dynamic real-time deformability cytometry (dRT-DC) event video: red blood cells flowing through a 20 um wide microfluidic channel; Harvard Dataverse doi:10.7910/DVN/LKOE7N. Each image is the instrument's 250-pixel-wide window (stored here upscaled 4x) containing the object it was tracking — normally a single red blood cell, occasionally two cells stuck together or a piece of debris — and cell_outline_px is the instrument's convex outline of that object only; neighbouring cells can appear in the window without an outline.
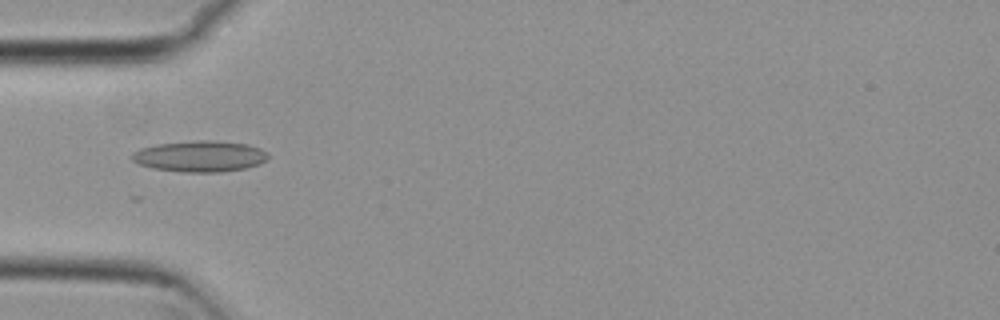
{"species": "common noctule bat (a hibernating species)", "species_latin": "Nyctalus noctula", "temperature_condition": "cold", "stored_images_in_passage": 51, "camera_frame_rate_fps": 3000, "um_per_image_px": 0.085, "animal": {"sex": "female", "body_mass_g": 29.2, "forearm_length_mm": 56.3}, "frame": {"image": 1, "passage_image": 17, "time_ms": 5.333, "image_size_px": [1000, 320], "cell_outline_px": [[268, 160], [260, 164], [244, 168], [220, 172], [184, 172], [152, 168], [140, 164], [132, 160], [132, 152], [140, 148], [156, 144], [200, 140], [208, 140], [248, 144], [260, 148], [268, 152]], "centroid_in_image_um": [17.01, 13.28], "position_along_channel_um": 68.0, "area_um2": 24.68}}
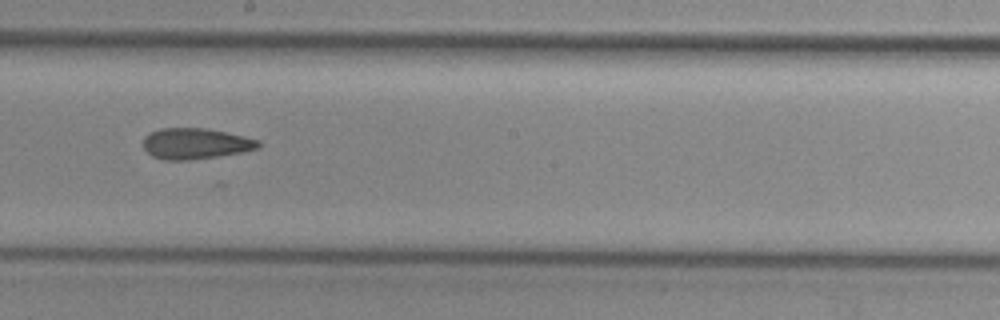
{"frame": {"image": 2, "passage_image": 30, "time_ms": 9.667, "image_size_px": [1000, 320], "cell_outline_px": [[260, 148], [240, 152], [216, 156], [188, 160], [164, 160], [152, 156], [144, 148], [144, 136], [160, 128], [208, 128], [244, 136], [260, 140]], "centroid_in_image_um": [16.62, 12.2], "position_along_channel_um": 231.6, "area_um2": 20.63}}
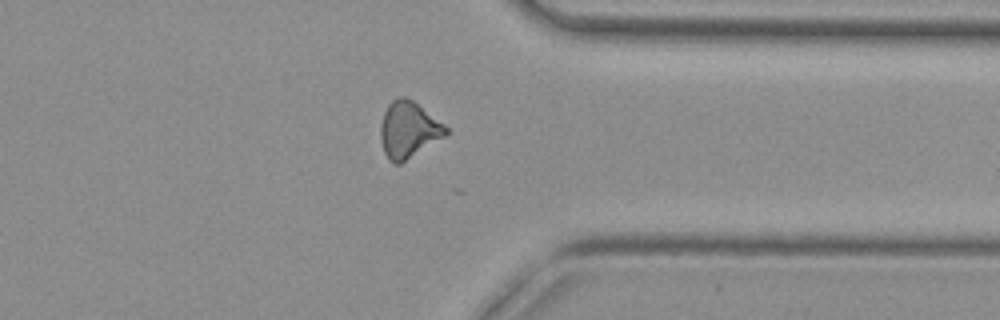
{"frame": {"image": 3, "passage_image": 42, "time_ms": 13.667, "image_size_px": [1000, 320], "cell_outline_px": [[448, 132], [444, 136], [400, 164], [392, 164], [388, 160], [384, 152], [380, 136], [380, 124], [384, 112], [388, 104], [392, 100], [400, 96], [404, 96], [412, 100], [444, 124], [448, 128]], "centroid_in_image_um": [34.68, 11.03], "position_along_channel_um": 376.7, "area_um2": 21.27}, "authors_computed_cell_mechanics": {"area_um2": 21.2126, "velocity_mm_per_s": 3.767, "shape_relaxation_time_tau1_ms": null, "shape_relaxation_time_tau2_ms": 5.6723, "deformation_change_tau1": null, "deformation_change_tau2": 0.1589}}